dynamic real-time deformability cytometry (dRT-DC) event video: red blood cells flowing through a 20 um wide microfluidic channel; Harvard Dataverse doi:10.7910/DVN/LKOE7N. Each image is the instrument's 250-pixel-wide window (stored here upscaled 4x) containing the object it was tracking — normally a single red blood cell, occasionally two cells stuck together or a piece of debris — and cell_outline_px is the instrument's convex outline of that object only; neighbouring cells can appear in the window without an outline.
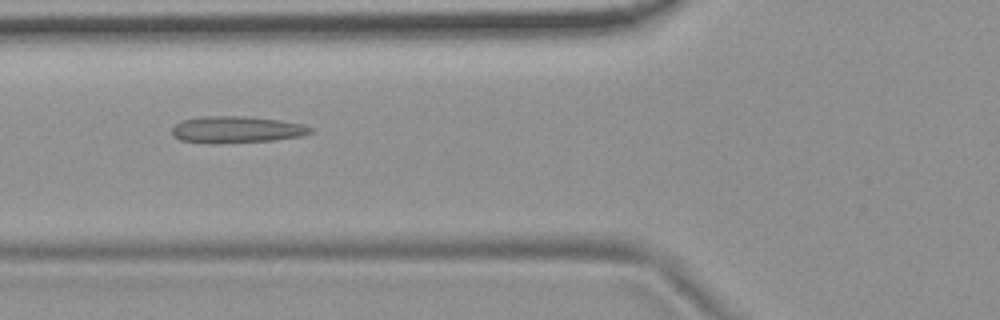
{"species": "common noctule bat (a hibernating species)", "species_latin": "Nyctalus noctula", "temperature_condition": "room temperature", "stored_images_in_passage": 7, "camera_frame_rate_fps": 3000, "um_per_image_px": 0.085, "animal": {"sex": "female", "body_mass_g": 19.9}, "frame": {"image": 1, "passage_image": 5, "time_ms": 5.667, "image_size_px": [1000, 320], "cell_outline_px": [[312, 132], [300, 136], [272, 140], [180, 140], [172, 136], [172, 128], [180, 120], [200, 116], [244, 116], [280, 120], [304, 124], [312, 128]], "centroid_in_image_um": [20.14, 10.94], "position_along_channel_um": 105.7, "area_um2": 20.35}}
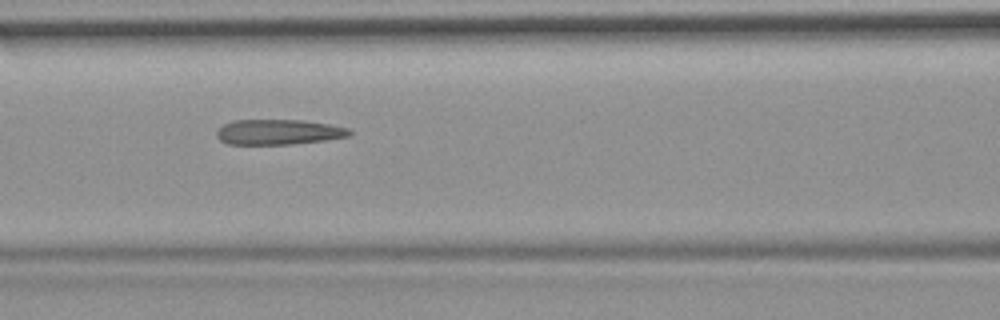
{"frame": {"image": 2, "passage_image": 6, "time_ms": 6.667, "image_size_px": [1000, 320], "cell_outline_px": [[352, 132], [348, 136], [324, 140], [288, 144], [228, 144], [220, 140], [216, 136], [216, 132], [224, 124], [232, 120], [304, 120], [328, 124], [348, 128]], "centroid_in_image_um": [23.64, 11.21], "position_along_channel_um": 143.0, "area_um2": 19.36}}